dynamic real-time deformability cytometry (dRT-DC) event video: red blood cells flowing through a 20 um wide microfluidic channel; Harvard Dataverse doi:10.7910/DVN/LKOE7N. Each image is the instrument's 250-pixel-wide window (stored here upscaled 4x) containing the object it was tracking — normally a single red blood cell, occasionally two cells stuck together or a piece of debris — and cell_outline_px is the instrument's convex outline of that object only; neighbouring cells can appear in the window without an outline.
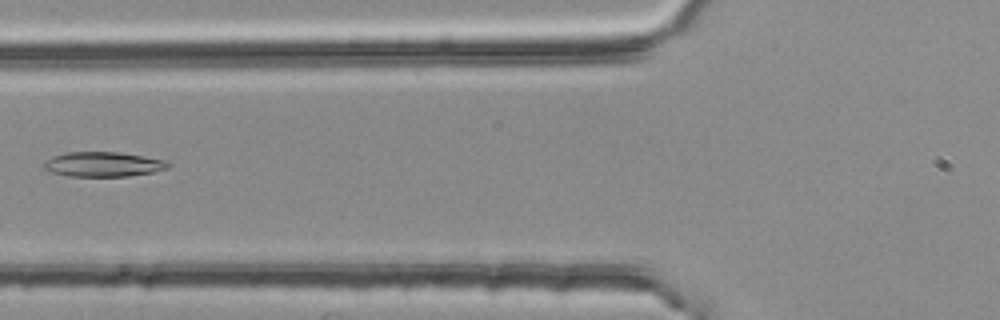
{"species": "common noctule bat (a hibernating species)", "species_latin": "Nyctalus noctula", "temperature_condition": "room temperature", "stored_images_in_passage": 6, "camera_frame_rate_fps": 3000, "um_per_image_px": 0.085, "animal": {"sex": "female", "body_mass_g": 25.1}, "frame": {"image": 1, "passage_image": 6, "time_ms": 1.667, "image_size_px": [1000, 320], "cell_outline_px": [[172, 164], [168, 168], [152, 172], [128, 176], [68, 176], [52, 172], [44, 168], [44, 160], [52, 156], [68, 152], [120, 152], [144, 156], [164, 160]], "centroid_in_image_um": [8.77, 13.96], "position_along_channel_um": 117.0, "area_um2": 17.92}}